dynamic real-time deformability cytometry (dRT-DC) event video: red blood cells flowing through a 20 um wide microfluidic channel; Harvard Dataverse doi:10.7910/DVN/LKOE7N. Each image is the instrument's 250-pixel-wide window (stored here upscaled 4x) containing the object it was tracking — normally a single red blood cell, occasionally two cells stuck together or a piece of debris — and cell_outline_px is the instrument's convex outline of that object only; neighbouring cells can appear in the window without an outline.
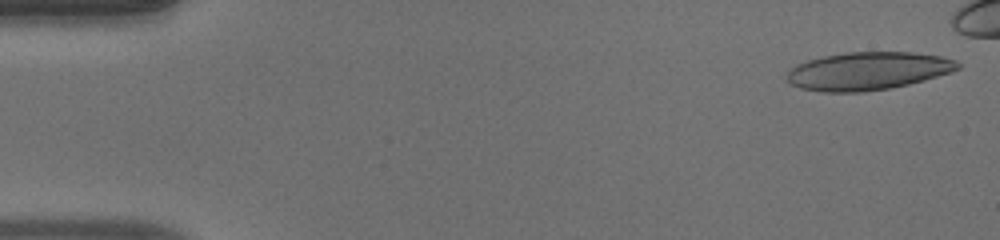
{"species": "human", "species_latin": "Homo sapiens", "temperature_condition": "warm", "stored_images_in_passage": 45, "camera_frame_rate_fps": 3000, "um_per_image_px": 0.085, "donor": {"sex": "male"}, "frame": {"image": 1, "passage_image": 1, "time_ms": 0.0, "image_size_px": [1000, 240], "cell_outline_px": [[960, 68], [952, 72], [924, 80], [892, 88], [864, 92], [824, 92], [800, 88], [788, 84], [788, 72], [796, 64], [808, 60], [824, 56], [848, 52], [912, 52], [940, 56], [956, 60], [960, 64]], "centroid_in_image_um": [73.78, 6.04], "position_along_channel_um": 11.2, "area_um2": 37.86}}
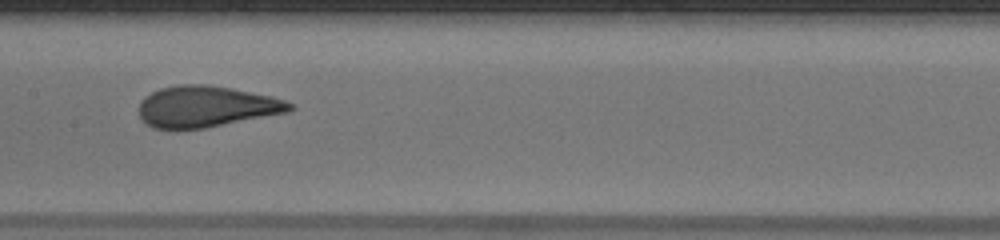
{"frame": {"image": 2, "passage_image": 25, "time_ms": 8.0, "image_size_px": [1000, 240], "cell_outline_px": [[296, 108], [288, 112], [204, 128], [152, 128], [140, 116], [140, 100], [144, 96], [160, 88], [180, 84], [208, 84], [232, 88], [272, 96], [284, 100], [292, 104]], "centroid_in_image_um": [17.54, 9.04], "position_along_channel_um": 189.9, "area_um2": 36.01}}
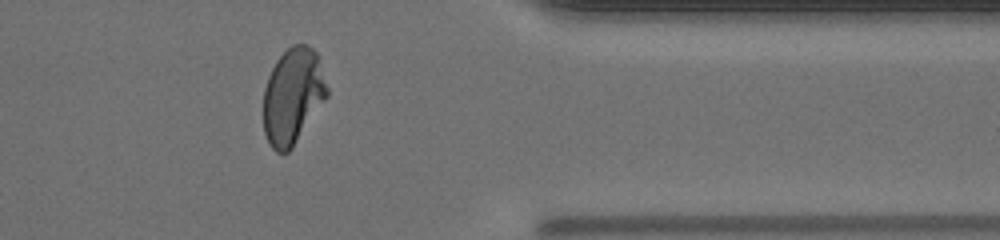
{"frame": {"image": 3, "passage_image": 41, "time_ms": 13.333, "image_size_px": [1000, 240], "cell_outline_px": [[328, 96], [292, 148], [288, 152], [276, 152], [268, 144], [264, 132], [264, 88], [268, 76], [276, 60], [292, 44], [308, 44], [320, 56], [328, 88]], "centroid_in_image_um": [24.9, 8.14], "position_along_channel_um": 386.5, "area_um2": 35.89}, "authors_computed_cell_mechanics": {"area_um2": 36.8186, "velocity_mm_per_s": 3.9612, "shape_relaxation_time_tau1_ms": 10.8878, "shape_relaxation_time_tau2_ms": null, "deformation_change_tau1": 0.3392, "deformation_change_tau2": null}}